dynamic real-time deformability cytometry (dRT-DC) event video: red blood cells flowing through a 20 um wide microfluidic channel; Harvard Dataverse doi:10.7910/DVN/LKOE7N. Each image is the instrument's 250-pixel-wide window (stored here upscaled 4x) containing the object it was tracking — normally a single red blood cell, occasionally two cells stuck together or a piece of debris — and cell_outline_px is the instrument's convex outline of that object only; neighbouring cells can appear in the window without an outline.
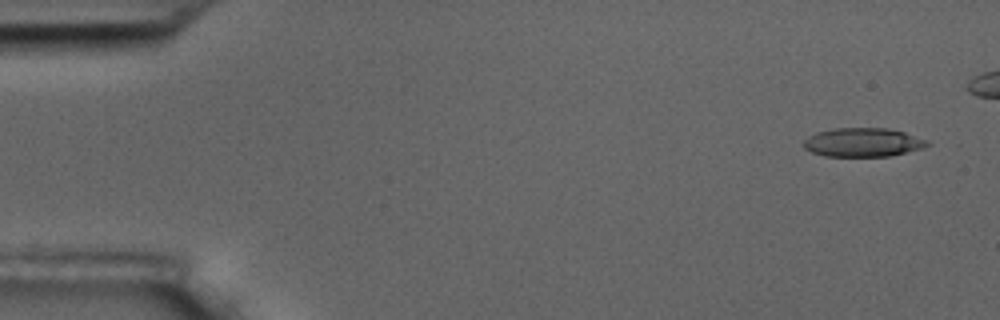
{"species": "common noctule bat (a hibernating species)", "species_latin": "Nyctalus noctula", "temperature_condition": "room temperature", "stored_images_in_passage": 4, "camera_frame_rate_fps": 3000, "um_per_image_px": 0.085, "animal": {"sex": "male", "body_mass_g": 17.5, "forearm_length_mm": 52.3}, "frame": {"image": 1, "passage_image": 1, "time_ms": 0.0, "image_size_px": [1000, 320], "cell_outline_px": [[932, 144], [924, 148], [888, 156], [824, 156], [812, 152], [804, 148], [804, 140], [808, 136], [816, 132], [836, 128], [888, 128], [904, 132], [928, 140]], "centroid_in_image_um": [73.37, 12.1], "position_along_channel_um": 11.6, "area_um2": 20.81}}